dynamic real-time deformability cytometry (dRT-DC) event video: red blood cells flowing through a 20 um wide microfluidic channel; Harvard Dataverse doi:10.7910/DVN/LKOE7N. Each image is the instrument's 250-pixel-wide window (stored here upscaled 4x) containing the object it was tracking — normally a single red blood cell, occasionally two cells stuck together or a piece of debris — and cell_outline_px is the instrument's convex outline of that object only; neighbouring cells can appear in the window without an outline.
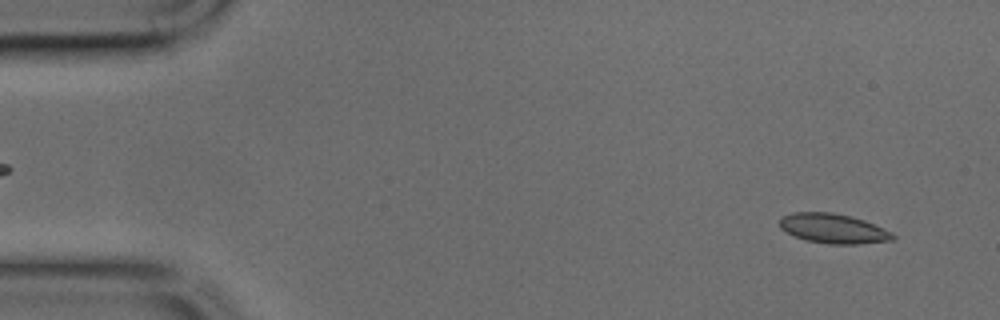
{"species": "common noctule bat (a hibernating species)", "species_latin": "Nyctalus noctula", "temperature_condition": "cold", "stored_images_in_passage": 5, "camera_frame_rate_fps": 3000, "um_per_image_px": 0.085, "animal": {"sex": "male", "body_mass_g": 17.9, "forearm_length_mm": 54.2}, "frame": {"image": 1, "passage_image": 2, "time_ms": 0.333, "image_size_px": [1000, 320], "cell_outline_px": [[896, 240], [860, 244], [828, 244], [804, 240], [792, 236], [780, 228], [780, 220], [784, 216], [792, 212], [832, 212], [852, 216], [864, 220], [892, 232], [896, 236]], "centroid_in_image_um": [70.84, 19.43], "position_along_channel_um": 14.2, "area_um2": 19.83}}